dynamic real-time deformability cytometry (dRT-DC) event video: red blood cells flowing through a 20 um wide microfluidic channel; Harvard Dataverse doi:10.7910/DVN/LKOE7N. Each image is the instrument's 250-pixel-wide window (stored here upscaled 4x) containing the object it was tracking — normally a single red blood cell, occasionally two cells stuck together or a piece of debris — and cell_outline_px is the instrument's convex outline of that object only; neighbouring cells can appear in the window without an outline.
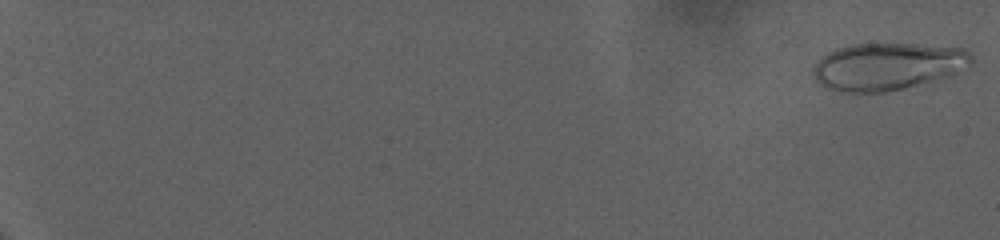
{"species": "human", "species_latin": "Homo sapiens", "temperature_condition": "warm", "stored_images_in_passage": 73, "camera_frame_rate_fps": 3000, "um_per_image_px": 0.085, "donor": {"sex": "female"}, "frame": {"image": 1, "passage_image": 1, "time_ms": 0.0, "image_size_px": [1000, 240], "cell_outline_px": [[972, 60], [968, 68], [952, 76], [904, 88], [884, 92], [840, 92], [828, 88], [820, 84], [816, 80], [812, 72], [812, 68], [828, 52], [836, 48], [852, 44], [912, 44], [964, 48], [972, 56]], "centroid_in_image_um": [75.47, 5.65], "position_along_channel_um": 9.5, "area_um2": 43.7}}
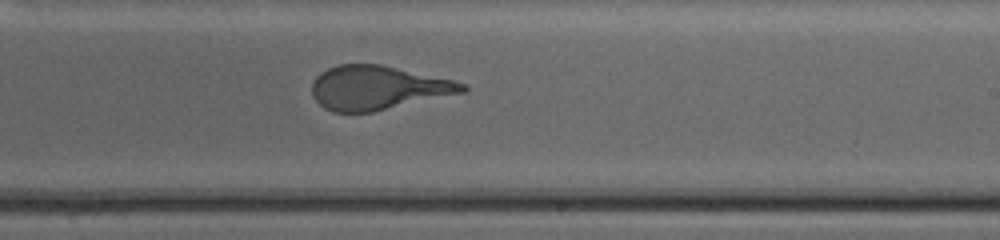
{"frame": {"image": 2, "passage_image": 55, "time_ms": 18.0, "image_size_px": [1000, 240], "cell_outline_px": [[468, 88], [464, 92], [372, 112], [332, 112], [324, 108], [312, 96], [312, 80], [320, 72], [336, 64], [380, 64], [452, 80], [468, 84]], "centroid_in_image_um": [32.07, 7.46], "position_along_channel_um": 256.9, "area_um2": 38.44}}
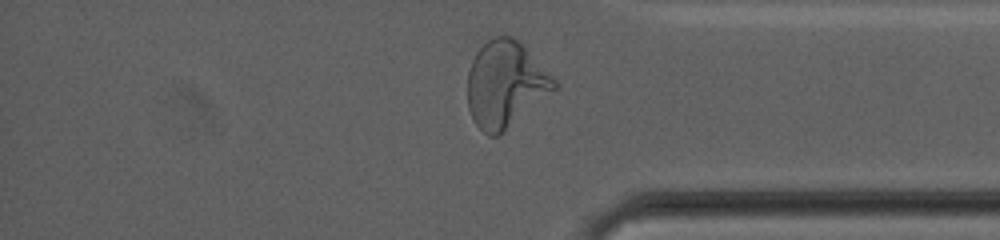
{"frame": {"image": 3, "passage_image": 70, "time_ms": 23.0, "image_size_px": [1000, 240], "cell_outline_px": [[560, 88], [500, 136], [488, 136], [472, 120], [468, 108], [468, 72], [472, 60], [476, 52], [488, 40], [496, 36], [512, 36], [520, 40], [560, 84]], "centroid_in_image_um": [43.01, 7.19], "position_along_channel_um": 392.2, "area_um2": 44.45}}